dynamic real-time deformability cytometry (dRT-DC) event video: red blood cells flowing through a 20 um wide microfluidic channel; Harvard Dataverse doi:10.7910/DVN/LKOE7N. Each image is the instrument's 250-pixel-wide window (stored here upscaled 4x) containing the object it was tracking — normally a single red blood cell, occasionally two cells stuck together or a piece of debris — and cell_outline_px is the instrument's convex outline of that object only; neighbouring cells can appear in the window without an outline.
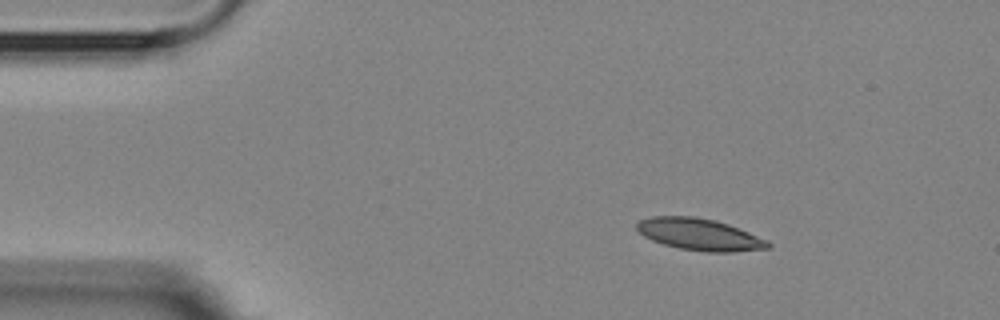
{"species": "Egyptian fruit bat (a non-hibernating species)", "species_latin": "Rousettus aegyptiacus", "temperature_condition": "room temperature", "stored_images_in_passage": 4, "camera_frame_rate_fps": 3000, "um_per_image_px": 0.085, "animal": {"sex": "female"}, "frame": {"image": 1, "passage_image": 2, "time_ms": 1.0, "image_size_px": [1000, 320], "cell_outline_px": [[772, 244], [768, 248], [732, 252], [708, 252], [680, 248], [664, 244], [652, 240], [644, 236], [636, 228], [636, 224], [640, 220], [652, 216], [696, 216], [716, 220], [728, 224], [768, 240]], "centroid_in_image_um": [59.46, 19.92], "position_along_channel_um": 25.5, "area_um2": 24.22}}